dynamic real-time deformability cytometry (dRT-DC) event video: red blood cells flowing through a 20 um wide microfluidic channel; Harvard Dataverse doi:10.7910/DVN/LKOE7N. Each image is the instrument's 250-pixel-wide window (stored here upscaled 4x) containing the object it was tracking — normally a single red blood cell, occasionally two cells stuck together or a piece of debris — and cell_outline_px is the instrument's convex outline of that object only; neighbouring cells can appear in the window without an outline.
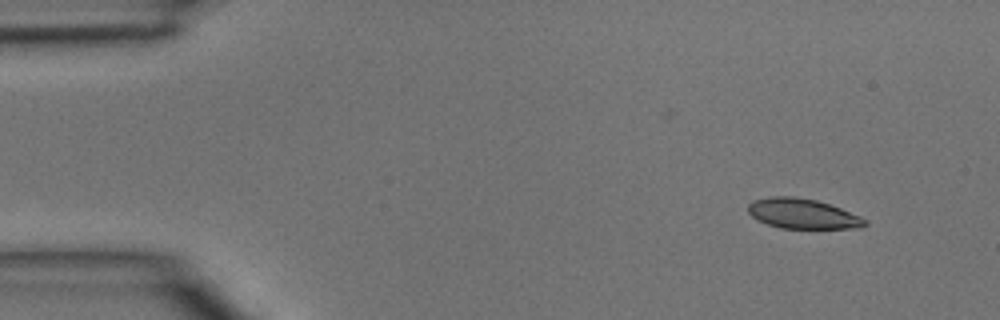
{"species": "common noctule bat (a hibernating species)", "species_latin": "Nyctalus noctula", "temperature_condition": "room temperature", "stored_images_in_passage": 41, "camera_frame_rate_fps": 3000, "um_per_image_px": 0.085, "animal": {"sex": "male", "body_mass_g": 15.6}, "frame": {"image": 1, "passage_image": 1, "time_ms": 0.0, "image_size_px": [1000, 320], "cell_outline_px": [[868, 224], [860, 228], [780, 228], [756, 220], [748, 212], [748, 204], [752, 200], [768, 196], [792, 196], [816, 200], [840, 208], [860, 216], [868, 220]], "centroid_in_image_um": [68.2, 18.16], "position_along_channel_um": 16.8, "area_um2": 20.52}}
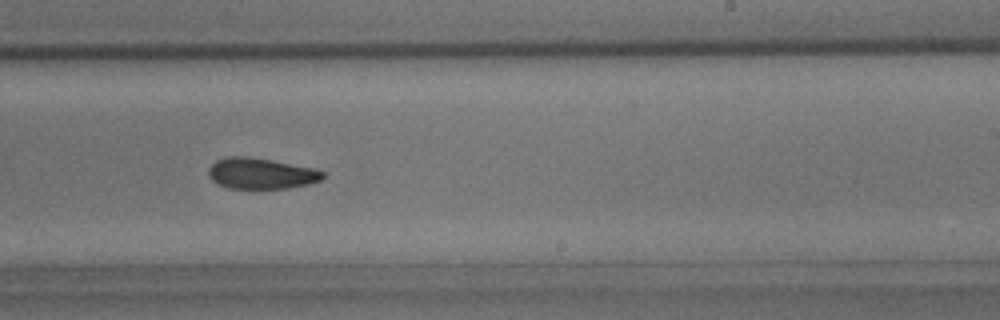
{"frame": {"image": 2, "passage_image": 24, "time_ms": 7.667, "image_size_px": [1000, 320], "cell_outline_px": [[328, 172], [320, 180], [308, 184], [288, 188], [228, 188], [212, 180], [208, 172], [208, 168], [216, 160], [228, 156], [248, 156], [272, 160], [312, 168]], "centroid_in_image_um": [22.19, 14.73], "position_along_channel_um": 266.8, "area_um2": 20.52}}
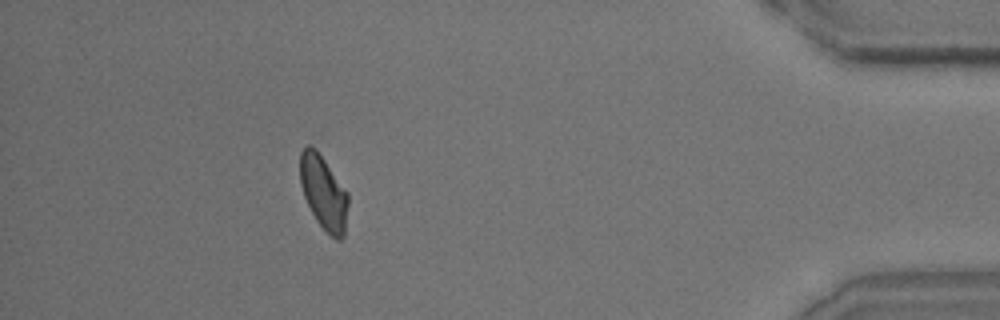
{"frame": {"image": 3, "passage_image": 37, "time_ms": 12.0, "image_size_px": [1000, 320], "cell_outline_px": [[348, 204], [344, 236], [340, 240], [336, 240], [316, 220], [304, 196], [300, 184], [300, 152], [308, 144], [316, 148], [348, 192]], "centroid_in_image_um": [27.51, 16.34], "position_along_channel_um": 407.7, "area_um2": 20.63}}